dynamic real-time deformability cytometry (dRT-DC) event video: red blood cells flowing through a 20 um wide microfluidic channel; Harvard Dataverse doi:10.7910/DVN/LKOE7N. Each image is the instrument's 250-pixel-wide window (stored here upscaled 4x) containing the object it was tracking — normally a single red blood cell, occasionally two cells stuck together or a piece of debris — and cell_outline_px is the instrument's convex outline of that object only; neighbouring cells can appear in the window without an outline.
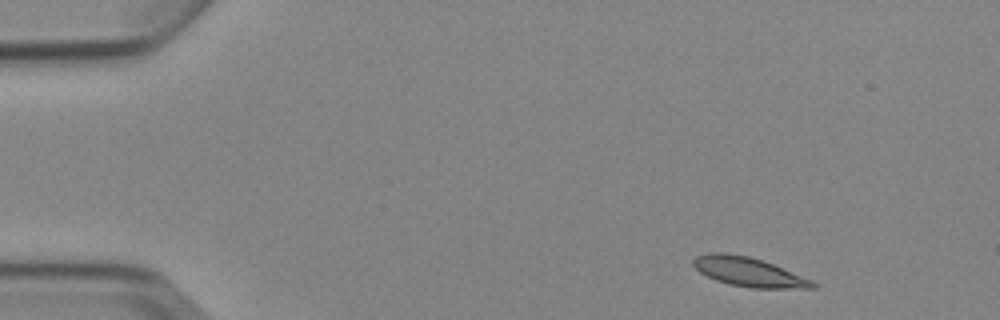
{"species": "Egyptian fruit bat (a non-hibernating species)", "species_latin": "Rousettus aegyptiacus", "temperature_condition": "cold", "stored_images_in_passage": 4, "camera_frame_rate_fps": 3000, "um_per_image_px": 0.085, "animal": {"sex": "female"}, "frame": {"image": 1, "passage_image": 1, "time_ms": 0.0, "image_size_px": [1000, 320], "cell_outline_px": [[816, 288], [752, 288], [728, 284], [716, 280], [700, 272], [692, 264], [692, 260], [696, 256], [708, 252], [724, 252], [748, 256], [772, 264], [812, 280], [816, 284]], "centroid_in_image_um": [63.59, 23.11], "position_along_channel_um": 21.4, "area_um2": 20.11}}
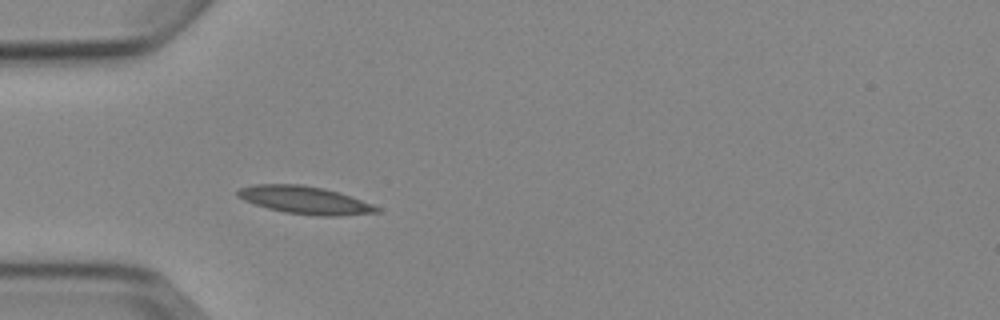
{"frame": {"image": 2, "passage_image": 4, "time_ms": 3.333, "image_size_px": [1000, 320], "cell_outline_px": [[380, 212], [336, 216], [316, 216], [284, 212], [268, 208], [244, 200], [236, 196], [236, 192], [240, 188], [252, 184], [300, 184], [324, 188], [372, 204], [380, 208]], "centroid_in_image_um": [25.87, 17.01], "position_along_channel_um": 59.1, "area_um2": 22.25}}